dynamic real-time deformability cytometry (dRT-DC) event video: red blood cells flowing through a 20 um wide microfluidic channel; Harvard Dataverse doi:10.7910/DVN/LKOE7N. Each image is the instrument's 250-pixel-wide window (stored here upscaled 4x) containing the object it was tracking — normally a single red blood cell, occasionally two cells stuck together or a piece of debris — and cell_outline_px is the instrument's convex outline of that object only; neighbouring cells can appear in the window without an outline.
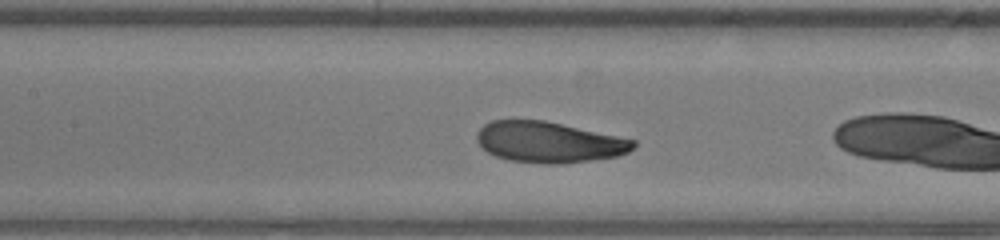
{"species": "human", "species_latin": "Homo sapiens", "temperature_condition": "warm", "stored_images_in_passage": 10, "segment_of_instrument_passage": [2, 2], "camera_frame_rate_fps": 3000, "um_per_image_px": 0.085, "donor": {"sex": "male"}, "frame": {"image": 1, "passage_image": 6, "time_ms": 1.667, "image_size_px": [1000, 240], "cell_outline_px": [[636, 144], [628, 152], [616, 156], [560, 164], [548, 164], [508, 160], [496, 156], [488, 152], [476, 140], [476, 136], [480, 128], [484, 124], [492, 120], [544, 120], [636, 140]], "centroid_in_image_um": [46.63, 12.08], "position_along_channel_um": 160.8, "area_um2": 36.93}}
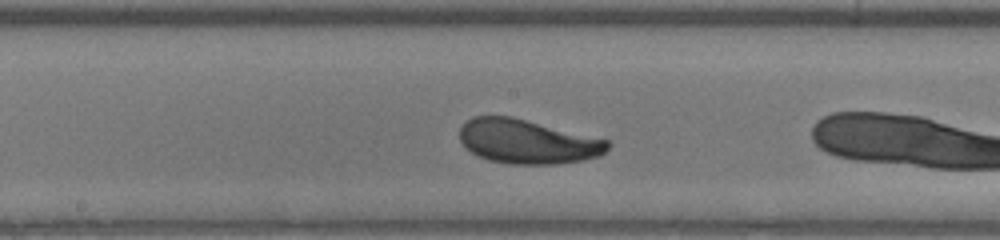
{"frame": {"image": 2, "passage_image": 9, "time_ms": 2.667, "image_size_px": [1000, 240], "cell_outline_px": [[612, 144], [600, 156], [584, 160], [556, 164], [512, 164], [488, 160], [472, 152], [460, 140], [460, 128], [472, 116], [512, 116], [608, 140]], "centroid_in_image_um": [44.85, 12.03], "position_along_channel_um": 203.3, "area_um2": 37.97}}